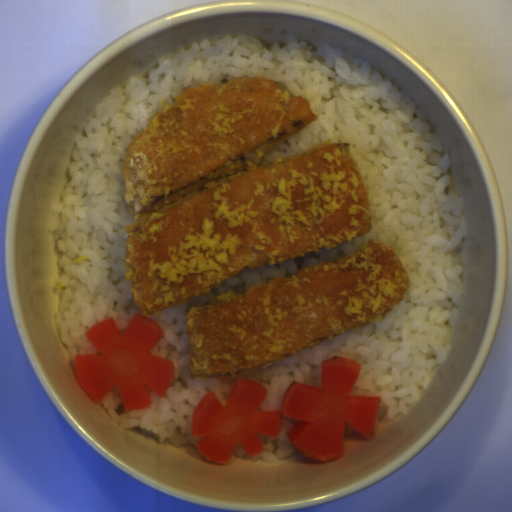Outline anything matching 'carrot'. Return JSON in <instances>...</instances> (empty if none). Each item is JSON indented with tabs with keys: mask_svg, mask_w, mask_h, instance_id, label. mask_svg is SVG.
<instances>
[{
	"mask_svg": "<svg viewBox=\"0 0 512 512\" xmlns=\"http://www.w3.org/2000/svg\"><path fill=\"white\" fill-rule=\"evenodd\" d=\"M361 373V364L333 356L320 365V388L293 381L282 396L277 411L259 410L267 388L249 379L237 378L226 405L208 391L191 413V434L205 460L228 464L238 444L248 456L265 451L259 435L276 438L283 417L299 420L290 426L287 439L307 457L329 462L342 457L345 422L371 437L380 412V397L351 395Z\"/></svg>",
	"mask_w": 512,
	"mask_h": 512,
	"instance_id": "b8716197",
	"label": "carrot"
},
{
	"mask_svg": "<svg viewBox=\"0 0 512 512\" xmlns=\"http://www.w3.org/2000/svg\"><path fill=\"white\" fill-rule=\"evenodd\" d=\"M84 335L97 352L76 355L73 370L78 385L96 405L117 386L125 411L144 409L153 402L148 388L163 397L173 384L175 363L151 354L164 331L140 311L132 314L123 332L112 317Z\"/></svg>",
	"mask_w": 512,
	"mask_h": 512,
	"instance_id": "cead05ca",
	"label": "carrot"
}]
</instances>
